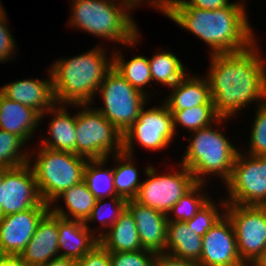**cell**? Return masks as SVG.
Instances as JSON below:
<instances>
[{
  "mask_svg": "<svg viewBox=\"0 0 266 266\" xmlns=\"http://www.w3.org/2000/svg\"><path fill=\"white\" fill-rule=\"evenodd\" d=\"M258 49L255 41L239 52L210 55L206 78L220 118L234 117L253 101L258 106L266 102V62Z\"/></svg>",
  "mask_w": 266,
  "mask_h": 266,
  "instance_id": "cell-1",
  "label": "cell"
},
{
  "mask_svg": "<svg viewBox=\"0 0 266 266\" xmlns=\"http://www.w3.org/2000/svg\"><path fill=\"white\" fill-rule=\"evenodd\" d=\"M244 1L215 10L193 6H172L165 14L210 47V55L234 53L256 41Z\"/></svg>",
  "mask_w": 266,
  "mask_h": 266,
  "instance_id": "cell-2",
  "label": "cell"
},
{
  "mask_svg": "<svg viewBox=\"0 0 266 266\" xmlns=\"http://www.w3.org/2000/svg\"><path fill=\"white\" fill-rule=\"evenodd\" d=\"M103 47L56 60L49 68L56 104H91L106 73L113 67ZM96 93V94H95Z\"/></svg>",
  "mask_w": 266,
  "mask_h": 266,
  "instance_id": "cell-3",
  "label": "cell"
},
{
  "mask_svg": "<svg viewBox=\"0 0 266 266\" xmlns=\"http://www.w3.org/2000/svg\"><path fill=\"white\" fill-rule=\"evenodd\" d=\"M71 1L73 5L69 22L73 28L75 26L76 29L114 43L136 47L140 34L131 17L133 9L128 0H116L117 3L115 0Z\"/></svg>",
  "mask_w": 266,
  "mask_h": 266,
  "instance_id": "cell-4",
  "label": "cell"
},
{
  "mask_svg": "<svg viewBox=\"0 0 266 266\" xmlns=\"http://www.w3.org/2000/svg\"><path fill=\"white\" fill-rule=\"evenodd\" d=\"M224 121L226 118H219L211 126L192 131L194 137L188 139L190 142L180 164L193 173L196 182L206 183V175L217 174L225 182L231 176L239 151L219 130L218 126Z\"/></svg>",
  "mask_w": 266,
  "mask_h": 266,
  "instance_id": "cell-5",
  "label": "cell"
},
{
  "mask_svg": "<svg viewBox=\"0 0 266 266\" xmlns=\"http://www.w3.org/2000/svg\"><path fill=\"white\" fill-rule=\"evenodd\" d=\"M38 148L35 163L32 160V152L28 163L33 170L43 202L53 206L52 202L58 195L83 181L88 159L70 152L55 151L41 146Z\"/></svg>",
  "mask_w": 266,
  "mask_h": 266,
  "instance_id": "cell-6",
  "label": "cell"
},
{
  "mask_svg": "<svg viewBox=\"0 0 266 266\" xmlns=\"http://www.w3.org/2000/svg\"><path fill=\"white\" fill-rule=\"evenodd\" d=\"M71 106L83 108L76 114L77 155L87 159H104L110 154L114 156L123 152V135L100 111L89 107V104Z\"/></svg>",
  "mask_w": 266,
  "mask_h": 266,
  "instance_id": "cell-7",
  "label": "cell"
},
{
  "mask_svg": "<svg viewBox=\"0 0 266 266\" xmlns=\"http://www.w3.org/2000/svg\"><path fill=\"white\" fill-rule=\"evenodd\" d=\"M103 99L102 108H97L123 135L137 120L149 99L145 94L131 86L112 67L98 88Z\"/></svg>",
  "mask_w": 266,
  "mask_h": 266,
  "instance_id": "cell-8",
  "label": "cell"
},
{
  "mask_svg": "<svg viewBox=\"0 0 266 266\" xmlns=\"http://www.w3.org/2000/svg\"><path fill=\"white\" fill-rule=\"evenodd\" d=\"M220 205L233 225L241 260L254 266L266 252V206L226 204L224 200Z\"/></svg>",
  "mask_w": 266,
  "mask_h": 266,
  "instance_id": "cell-9",
  "label": "cell"
},
{
  "mask_svg": "<svg viewBox=\"0 0 266 266\" xmlns=\"http://www.w3.org/2000/svg\"><path fill=\"white\" fill-rule=\"evenodd\" d=\"M236 155L230 178L226 204L266 206V156Z\"/></svg>",
  "mask_w": 266,
  "mask_h": 266,
  "instance_id": "cell-10",
  "label": "cell"
},
{
  "mask_svg": "<svg viewBox=\"0 0 266 266\" xmlns=\"http://www.w3.org/2000/svg\"><path fill=\"white\" fill-rule=\"evenodd\" d=\"M179 166L177 172L158 175L149 165L144 171L148 178L142 181L134 200L168 215L172 206L197 183L188 168Z\"/></svg>",
  "mask_w": 266,
  "mask_h": 266,
  "instance_id": "cell-11",
  "label": "cell"
},
{
  "mask_svg": "<svg viewBox=\"0 0 266 266\" xmlns=\"http://www.w3.org/2000/svg\"><path fill=\"white\" fill-rule=\"evenodd\" d=\"M175 135L173 115L163 101L161 106L143 107L134 124L123 134V152L133 156L134 141L147 150L167 148Z\"/></svg>",
  "mask_w": 266,
  "mask_h": 266,
  "instance_id": "cell-12",
  "label": "cell"
},
{
  "mask_svg": "<svg viewBox=\"0 0 266 266\" xmlns=\"http://www.w3.org/2000/svg\"><path fill=\"white\" fill-rule=\"evenodd\" d=\"M43 202L30 164L3 167L2 216L33 208Z\"/></svg>",
  "mask_w": 266,
  "mask_h": 266,
  "instance_id": "cell-13",
  "label": "cell"
},
{
  "mask_svg": "<svg viewBox=\"0 0 266 266\" xmlns=\"http://www.w3.org/2000/svg\"><path fill=\"white\" fill-rule=\"evenodd\" d=\"M49 211L50 205L42 202L33 208L0 217V247L4 255L19 256Z\"/></svg>",
  "mask_w": 266,
  "mask_h": 266,
  "instance_id": "cell-14",
  "label": "cell"
},
{
  "mask_svg": "<svg viewBox=\"0 0 266 266\" xmlns=\"http://www.w3.org/2000/svg\"><path fill=\"white\" fill-rule=\"evenodd\" d=\"M202 238L199 266H247L239 256L233 225L225 213Z\"/></svg>",
  "mask_w": 266,
  "mask_h": 266,
  "instance_id": "cell-15",
  "label": "cell"
},
{
  "mask_svg": "<svg viewBox=\"0 0 266 266\" xmlns=\"http://www.w3.org/2000/svg\"><path fill=\"white\" fill-rule=\"evenodd\" d=\"M126 208L131 212L142 248L156 254L165 252L167 242V214L137 201L128 200Z\"/></svg>",
  "mask_w": 266,
  "mask_h": 266,
  "instance_id": "cell-16",
  "label": "cell"
},
{
  "mask_svg": "<svg viewBox=\"0 0 266 266\" xmlns=\"http://www.w3.org/2000/svg\"><path fill=\"white\" fill-rule=\"evenodd\" d=\"M58 216L49 211L39 222L38 227L19 255L26 266H40L59 257Z\"/></svg>",
  "mask_w": 266,
  "mask_h": 266,
  "instance_id": "cell-17",
  "label": "cell"
},
{
  "mask_svg": "<svg viewBox=\"0 0 266 266\" xmlns=\"http://www.w3.org/2000/svg\"><path fill=\"white\" fill-rule=\"evenodd\" d=\"M48 80L24 79L0 87V92L7 98L33 108L40 115L51 109L55 97L50 70Z\"/></svg>",
  "mask_w": 266,
  "mask_h": 266,
  "instance_id": "cell-18",
  "label": "cell"
},
{
  "mask_svg": "<svg viewBox=\"0 0 266 266\" xmlns=\"http://www.w3.org/2000/svg\"><path fill=\"white\" fill-rule=\"evenodd\" d=\"M94 230L91 229L90 231L89 224L86 225L84 222L58 216L59 257L81 259L99 244L101 233L96 229ZM96 231L98 234H95Z\"/></svg>",
  "mask_w": 266,
  "mask_h": 266,
  "instance_id": "cell-19",
  "label": "cell"
},
{
  "mask_svg": "<svg viewBox=\"0 0 266 266\" xmlns=\"http://www.w3.org/2000/svg\"><path fill=\"white\" fill-rule=\"evenodd\" d=\"M40 116L33 108L15 102L0 92V129L20 137L26 143L39 126Z\"/></svg>",
  "mask_w": 266,
  "mask_h": 266,
  "instance_id": "cell-20",
  "label": "cell"
},
{
  "mask_svg": "<svg viewBox=\"0 0 266 266\" xmlns=\"http://www.w3.org/2000/svg\"><path fill=\"white\" fill-rule=\"evenodd\" d=\"M65 106V104H55L40 116V121H42L47 113L49 115L53 114V119L48 126L50 137L41 140L42 144L40 146L55 151L76 154V114L69 115Z\"/></svg>",
  "mask_w": 266,
  "mask_h": 266,
  "instance_id": "cell-21",
  "label": "cell"
},
{
  "mask_svg": "<svg viewBox=\"0 0 266 266\" xmlns=\"http://www.w3.org/2000/svg\"><path fill=\"white\" fill-rule=\"evenodd\" d=\"M171 89L169 97L164 101L169 110H184L197 105H214L206 77L186 74Z\"/></svg>",
  "mask_w": 266,
  "mask_h": 266,
  "instance_id": "cell-22",
  "label": "cell"
},
{
  "mask_svg": "<svg viewBox=\"0 0 266 266\" xmlns=\"http://www.w3.org/2000/svg\"><path fill=\"white\" fill-rule=\"evenodd\" d=\"M99 243L109 252H130L143 249L136 222L127 208L107 231L101 233Z\"/></svg>",
  "mask_w": 266,
  "mask_h": 266,
  "instance_id": "cell-23",
  "label": "cell"
},
{
  "mask_svg": "<svg viewBox=\"0 0 266 266\" xmlns=\"http://www.w3.org/2000/svg\"><path fill=\"white\" fill-rule=\"evenodd\" d=\"M202 236L185 221H168L165 252L175 257L198 262L202 252Z\"/></svg>",
  "mask_w": 266,
  "mask_h": 266,
  "instance_id": "cell-24",
  "label": "cell"
},
{
  "mask_svg": "<svg viewBox=\"0 0 266 266\" xmlns=\"http://www.w3.org/2000/svg\"><path fill=\"white\" fill-rule=\"evenodd\" d=\"M60 198L64 201L65 209L59 205H54V208L50 206V211L62 218L78 220L84 223L91 215L97 200L84 181L63 191L52 203L54 204Z\"/></svg>",
  "mask_w": 266,
  "mask_h": 266,
  "instance_id": "cell-25",
  "label": "cell"
},
{
  "mask_svg": "<svg viewBox=\"0 0 266 266\" xmlns=\"http://www.w3.org/2000/svg\"><path fill=\"white\" fill-rule=\"evenodd\" d=\"M110 58L113 60V67L116 71L136 90L150 95L144 91V87L152 81L149 61L146 56H135L129 61H125L119 51L113 52Z\"/></svg>",
  "mask_w": 266,
  "mask_h": 266,
  "instance_id": "cell-26",
  "label": "cell"
},
{
  "mask_svg": "<svg viewBox=\"0 0 266 266\" xmlns=\"http://www.w3.org/2000/svg\"><path fill=\"white\" fill-rule=\"evenodd\" d=\"M107 159H88L84 169L83 181L97 200L117 196L113 169L104 167Z\"/></svg>",
  "mask_w": 266,
  "mask_h": 266,
  "instance_id": "cell-27",
  "label": "cell"
},
{
  "mask_svg": "<svg viewBox=\"0 0 266 266\" xmlns=\"http://www.w3.org/2000/svg\"><path fill=\"white\" fill-rule=\"evenodd\" d=\"M114 156L117 165L113 169V177L117 196L127 201L133 200L137 196L139 187L142 183V181L139 182L138 180L139 175L137 167H135L132 162L134 156L124 152L115 154Z\"/></svg>",
  "mask_w": 266,
  "mask_h": 266,
  "instance_id": "cell-28",
  "label": "cell"
},
{
  "mask_svg": "<svg viewBox=\"0 0 266 266\" xmlns=\"http://www.w3.org/2000/svg\"><path fill=\"white\" fill-rule=\"evenodd\" d=\"M152 82H160L163 86L173 87L186 75V67L171 51L157 52L148 58Z\"/></svg>",
  "mask_w": 266,
  "mask_h": 266,
  "instance_id": "cell-29",
  "label": "cell"
},
{
  "mask_svg": "<svg viewBox=\"0 0 266 266\" xmlns=\"http://www.w3.org/2000/svg\"><path fill=\"white\" fill-rule=\"evenodd\" d=\"M170 112L173 115L175 133L179 125L192 132L211 126L220 118L215 113L214 105H197L184 110H170Z\"/></svg>",
  "mask_w": 266,
  "mask_h": 266,
  "instance_id": "cell-30",
  "label": "cell"
},
{
  "mask_svg": "<svg viewBox=\"0 0 266 266\" xmlns=\"http://www.w3.org/2000/svg\"><path fill=\"white\" fill-rule=\"evenodd\" d=\"M206 183L197 182L186 194H184L172 206L167 215L168 221H187L192 219L195 214L211 199L208 194L203 193V187ZM202 190V192H201ZM172 212V214H171ZM172 217V218H171Z\"/></svg>",
  "mask_w": 266,
  "mask_h": 266,
  "instance_id": "cell-31",
  "label": "cell"
},
{
  "mask_svg": "<svg viewBox=\"0 0 266 266\" xmlns=\"http://www.w3.org/2000/svg\"><path fill=\"white\" fill-rule=\"evenodd\" d=\"M24 144L20 137L0 129V167L15 168L27 164L30 153L21 149Z\"/></svg>",
  "mask_w": 266,
  "mask_h": 266,
  "instance_id": "cell-32",
  "label": "cell"
},
{
  "mask_svg": "<svg viewBox=\"0 0 266 266\" xmlns=\"http://www.w3.org/2000/svg\"><path fill=\"white\" fill-rule=\"evenodd\" d=\"M111 199V203H104L106 199L96 200L95 206L92 209L91 215L86 220L85 224L93 223L99 221L100 224L105 228L109 229L120 217V214L124 211L127 205V200L121 198L120 196H114ZM111 206L110 208V205ZM113 203V204H112ZM111 209H109L108 208ZM92 221V222H91Z\"/></svg>",
  "mask_w": 266,
  "mask_h": 266,
  "instance_id": "cell-33",
  "label": "cell"
},
{
  "mask_svg": "<svg viewBox=\"0 0 266 266\" xmlns=\"http://www.w3.org/2000/svg\"><path fill=\"white\" fill-rule=\"evenodd\" d=\"M250 136V156H266V102L257 107Z\"/></svg>",
  "mask_w": 266,
  "mask_h": 266,
  "instance_id": "cell-34",
  "label": "cell"
},
{
  "mask_svg": "<svg viewBox=\"0 0 266 266\" xmlns=\"http://www.w3.org/2000/svg\"><path fill=\"white\" fill-rule=\"evenodd\" d=\"M213 200H209L192 219L186 222L188 227H192L194 232L199 236H204L212 226L218 221V219L224 214L220 212L213 203Z\"/></svg>",
  "mask_w": 266,
  "mask_h": 266,
  "instance_id": "cell-35",
  "label": "cell"
},
{
  "mask_svg": "<svg viewBox=\"0 0 266 266\" xmlns=\"http://www.w3.org/2000/svg\"><path fill=\"white\" fill-rule=\"evenodd\" d=\"M111 266H154L156 253L149 250L109 252Z\"/></svg>",
  "mask_w": 266,
  "mask_h": 266,
  "instance_id": "cell-36",
  "label": "cell"
},
{
  "mask_svg": "<svg viewBox=\"0 0 266 266\" xmlns=\"http://www.w3.org/2000/svg\"><path fill=\"white\" fill-rule=\"evenodd\" d=\"M76 266H111L109 251L99 243L81 259H77Z\"/></svg>",
  "mask_w": 266,
  "mask_h": 266,
  "instance_id": "cell-37",
  "label": "cell"
},
{
  "mask_svg": "<svg viewBox=\"0 0 266 266\" xmlns=\"http://www.w3.org/2000/svg\"><path fill=\"white\" fill-rule=\"evenodd\" d=\"M7 18L0 20V62L8 61L14 55L15 39L6 25ZM13 53V54H12Z\"/></svg>",
  "mask_w": 266,
  "mask_h": 266,
  "instance_id": "cell-38",
  "label": "cell"
},
{
  "mask_svg": "<svg viewBox=\"0 0 266 266\" xmlns=\"http://www.w3.org/2000/svg\"><path fill=\"white\" fill-rule=\"evenodd\" d=\"M228 0H179L173 6H193L204 10H215L229 6Z\"/></svg>",
  "mask_w": 266,
  "mask_h": 266,
  "instance_id": "cell-39",
  "label": "cell"
},
{
  "mask_svg": "<svg viewBox=\"0 0 266 266\" xmlns=\"http://www.w3.org/2000/svg\"><path fill=\"white\" fill-rule=\"evenodd\" d=\"M154 266H199L197 262L175 257L169 253L156 254Z\"/></svg>",
  "mask_w": 266,
  "mask_h": 266,
  "instance_id": "cell-40",
  "label": "cell"
},
{
  "mask_svg": "<svg viewBox=\"0 0 266 266\" xmlns=\"http://www.w3.org/2000/svg\"><path fill=\"white\" fill-rule=\"evenodd\" d=\"M131 7L137 8V6L145 1L149 2L150 6L155 7V9L160 10L164 15L172 8V6L179 0H128Z\"/></svg>",
  "mask_w": 266,
  "mask_h": 266,
  "instance_id": "cell-41",
  "label": "cell"
},
{
  "mask_svg": "<svg viewBox=\"0 0 266 266\" xmlns=\"http://www.w3.org/2000/svg\"><path fill=\"white\" fill-rule=\"evenodd\" d=\"M40 266H76V260L72 258L58 257Z\"/></svg>",
  "mask_w": 266,
  "mask_h": 266,
  "instance_id": "cell-42",
  "label": "cell"
},
{
  "mask_svg": "<svg viewBox=\"0 0 266 266\" xmlns=\"http://www.w3.org/2000/svg\"><path fill=\"white\" fill-rule=\"evenodd\" d=\"M0 266H26L19 256L5 255L0 260Z\"/></svg>",
  "mask_w": 266,
  "mask_h": 266,
  "instance_id": "cell-43",
  "label": "cell"
},
{
  "mask_svg": "<svg viewBox=\"0 0 266 266\" xmlns=\"http://www.w3.org/2000/svg\"><path fill=\"white\" fill-rule=\"evenodd\" d=\"M2 183H3V167H0V217H2Z\"/></svg>",
  "mask_w": 266,
  "mask_h": 266,
  "instance_id": "cell-44",
  "label": "cell"
},
{
  "mask_svg": "<svg viewBox=\"0 0 266 266\" xmlns=\"http://www.w3.org/2000/svg\"><path fill=\"white\" fill-rule=\"evenodd\" d=\"M254 266H266V252Z\"/></svg>",
  "mask_w": 266,
  "mask_h": 266,
  "instance_id": "cell-45",
  "label": "cell"
},
{
  "mask_svg": "<svg viewBox=\"0 0 266 266\" xmlns=\"http://www.w3.org/2000/svg\"><path fill=\"white\" fill-rule=\"evenodd\" d=\"M6 18V11H4V7L0 3V20Z\"/></svg>",
  "mask_w": 266,
  "mask_h": 266,
  "instance_id": "cell-46",
  "label": "cell"
},
{
  "mask_svg": "<svg viewBox=\"0 0 266 266\" xmlns=\"http://www.w3.org/2000/svg\"><path fill=\"white\" fill-rule=\"evenodd\" d=\"M4 256H5V255H4V253L2 252L1 247H0V260H1Z\"/></svg>",
  "mask_w": 266,
  "mask_h": 266,
  "instance_id": "cell-47",
  "label": "cell"
}]
</instances>
